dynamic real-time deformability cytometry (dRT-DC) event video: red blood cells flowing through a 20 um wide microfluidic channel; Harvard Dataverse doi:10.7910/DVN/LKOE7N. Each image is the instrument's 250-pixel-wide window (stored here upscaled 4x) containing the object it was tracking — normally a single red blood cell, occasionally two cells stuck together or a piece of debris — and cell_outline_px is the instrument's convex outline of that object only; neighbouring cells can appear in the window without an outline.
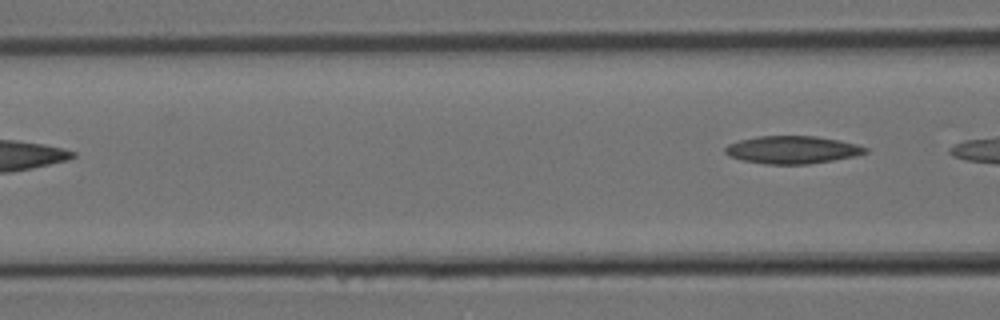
{"species": "Egyptian fruit bat (a non-hibernating species)", "species_latin": "Rousettus aegyptiacus", "temperature_condition": "room temperature", "stored_images_in_passage": 9, "segment_of_instrument_passage": [2, 2], "camera_frame_rate_fps": 3000, "um_per_image_px": 0.085, "animal": {"sex": "female"}, "frame": {"image": 1, "passage_image": 9, "time_ms": 2.667, "image_size_px": [1000, 320], "cell_outline_px": [[868, 152], [856, 156], [808, 164], [768, 164], [740, 160], [728, 156], [724, 152], [724, 148], [728, 144], [740, 140], [756, 136], [816, 136], [840, 140], [856, 144], [868, 148]], "centroid_in_image_um": [67.33, 12.73], "position_along_channel_um": 99.3, "area_um2": 22.72}}